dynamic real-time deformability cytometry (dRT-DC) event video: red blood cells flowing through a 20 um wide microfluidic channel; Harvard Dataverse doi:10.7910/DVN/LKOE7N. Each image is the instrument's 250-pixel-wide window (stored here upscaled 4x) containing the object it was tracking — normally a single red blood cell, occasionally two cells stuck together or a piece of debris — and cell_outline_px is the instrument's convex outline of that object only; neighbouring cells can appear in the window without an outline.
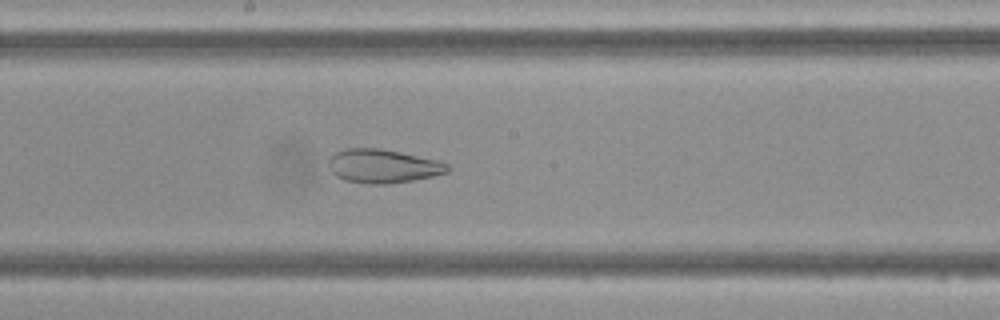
{"species": "Egyptian fruit bat (a non-hibernating species)", "species_latin": "Rousettus aegyptiacus", "temperature_condition": "cold", "stored_images_in_passage": 46, "camera_frame_rate_fps": 3000, "um_per_image_px": 0.085, "frame": {"image": 1, "passage_image": 24, "time_ms": 7.667, "image_size_px": [1000, 320], "cell_outline_px": [[452, 168], [448, 172], [432, 176], [412, 180], [388, 184], [368, 184], [344, 180], [336, 176], [332, 172], [328, 164], [328, 160], [336, 152], [344, 148], [380, 148], [440, 160], [448, 164]], "centroid_in_image_um": [32.57, 14.11], "position_along_channel_um": 215.6, "area_um2": 23.52}}
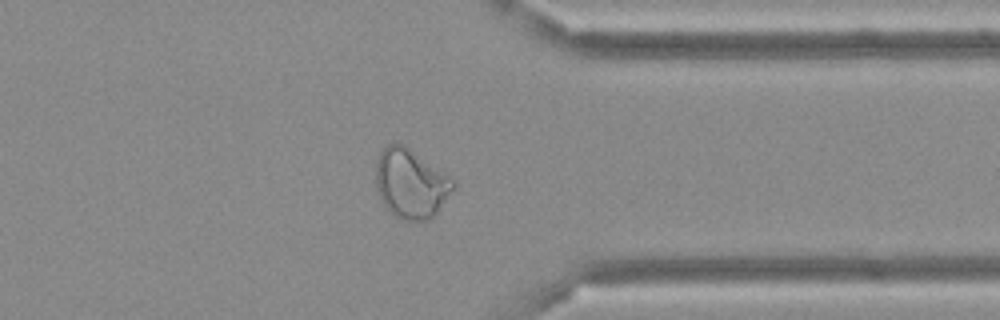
{"frame": {"image": 2, "passage_image": 36, "time_ms": 11.667, "image_size_px": [1000, 320], "cell_outline_px": [[456, 188], [436, 212], [428, 220], [400, 220], [380, 200], [376, 184], [376, 160], [380, 152], [392, 140], [404, 144], [456, 180]], "centroid_in_image_um": [34.93, 15.57], "position_along_channel_um": 376.5, "area_um2": 31.44}}
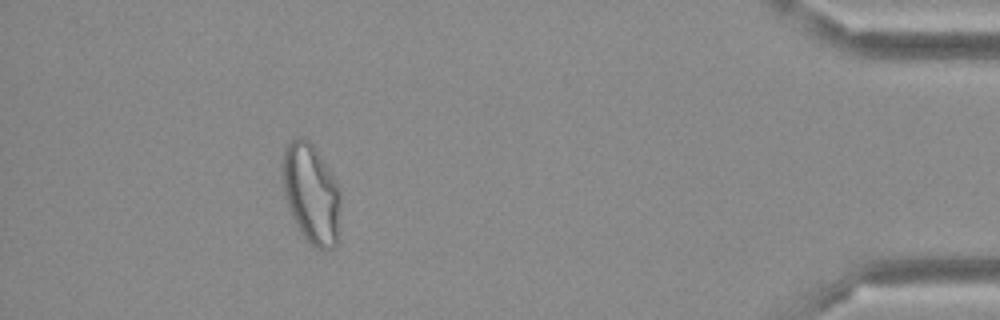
{"frame": {"image": 3, "passage_image": 42, "time_ms": 13.667, "image_size_px": [1000, 320], "cell_outline_px": [[340, 208], [336, 244], [332, 248], [316, 248], [300, 232], [292, 216], [284, 192], [284, 148], [296, 136], [300, 136], [308, 140], [312, 144], [336, 180], [340, 188]], "centroid_in_image_um": [26.48, 16.45], "position_along_channel_um": 408.7, "area_um2": 33.06}}